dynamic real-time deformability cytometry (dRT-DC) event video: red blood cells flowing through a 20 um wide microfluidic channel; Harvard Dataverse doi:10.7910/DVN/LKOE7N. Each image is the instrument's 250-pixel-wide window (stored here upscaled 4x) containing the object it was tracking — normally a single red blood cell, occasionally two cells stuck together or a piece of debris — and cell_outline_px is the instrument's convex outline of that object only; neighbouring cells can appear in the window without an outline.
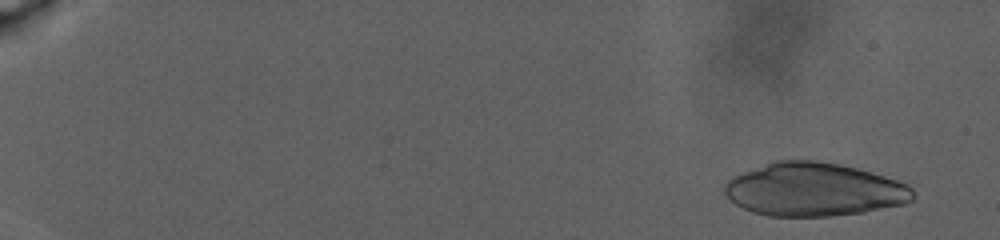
{"species": "human", "species_latin": "Homo sapiens", "temperature_condition": "warm", "stored_images_in_passage": 41, "camera_frame_rate_fps": 3000, "um_per_image_px": 0.085, "donor": {"sex": "male"}, "frame": {"image": 1, "passage_image": 5, "time_ms": 2.0, "image_size_px": [1000, 240], "cell_outline_px": [[912, 200], [904, 204], [864, 212], [828, 216], [768, 216], [752, 212], [736, 204], [724, 192], [724, 184], [732, 176], [776, 160], [816, 160], [840, 164], [856, 168], [884, 176], [896, 180], [912, 188]], "centroid_in_image_um": [69.16, 16.11], "position_along_channel_um": 15.8, "area_um2": 58.2}}
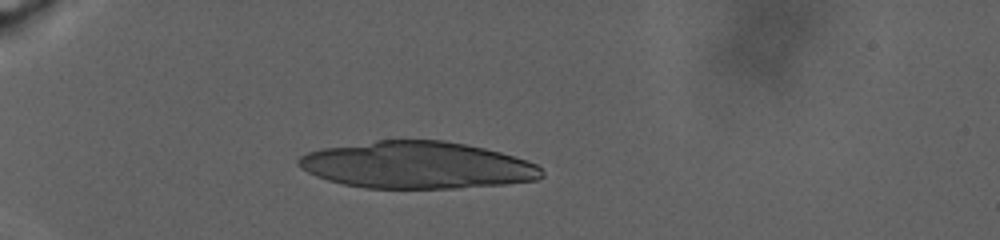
{"frame": {"image": 2, "passage_image": 18, "time_ms": 10.333, "image_size_px": [1000, 240], "cell_outline_px": [[544, 176], [536, 180], [504, 184], [456, 188], [364, 188], [344, 184], [328, 180], [316, 176], [300, 168], [296, 164], [296, 160], [300, 156], [308, 152], [320, 148], [376, 140], [444, 140], [484, 148], [500, 152], [536, 164], [544, 172]], "centroid_in_image_um": [35.4, 14.03], "position_along_channel_um": 49.6, "area_um2": 66.59}}